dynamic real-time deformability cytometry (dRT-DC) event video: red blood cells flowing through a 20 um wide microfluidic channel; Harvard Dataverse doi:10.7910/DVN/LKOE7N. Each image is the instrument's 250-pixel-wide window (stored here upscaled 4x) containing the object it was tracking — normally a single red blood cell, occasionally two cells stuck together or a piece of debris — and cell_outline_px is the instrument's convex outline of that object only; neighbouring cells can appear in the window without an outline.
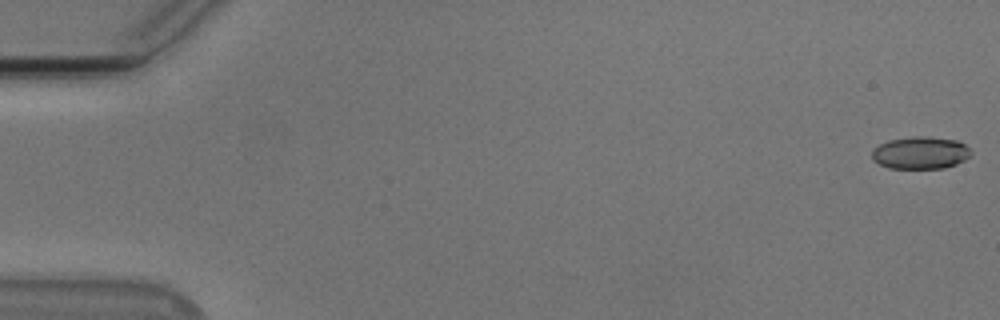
{"species": "Egyptian fruit bat (a non-hibernating species)", "species_latin": "Rousettus aegyptiacus", "temperature_condition": "cold", "stored_images_in_passage": 55, "camera_frame_rate_fps": 3000, "um_per_image_px": 0.085, "animal": {"sex": "male"}, "frame": {"image": 1, "passage_image": 1, "time_ms": 0.0, "image_size_px": [1000, 320], "cell_outline_px": [[972, 156], [956, 164], [944, 168], [888, 168], [872, 160], [872, 148], [888, 140], [912, 136], [928, 136], [956, 140], [964, 144], [972, 152]], "centroid_in_image_um": [78.23, 12.98], "position_along_channel_um": 6.8, "area_um2": 18.84}}
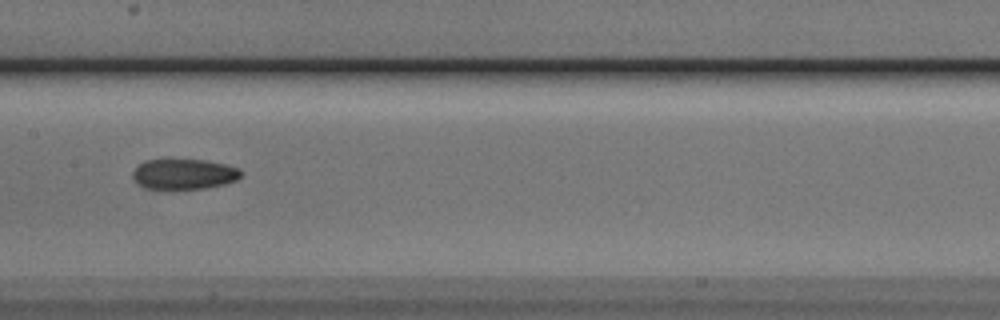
{"frame": {"image": 2, "passage_image": 28, "time_ms": 9.0, "image_size_px": [1000, 320], "cell_outline_px": [[244, 172], [236, 180], [224, 184], [204, 188], [144, 188], [136, 184], [132, 176], [132, 172], [144, 160], [164, 156], [168, 156], [204, 160], [224, 164], [240, 168]], "centroid_in_image_um": [15.59, 14.73], "position_along_channel_um": 191.8, "area_um2": 19.94}}
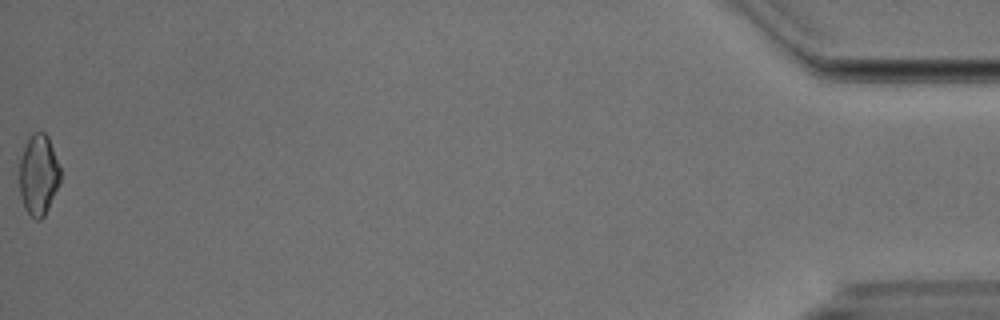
{"frame": {"image": 3, "passage_image": 55, "time_ms": 18.0, "image_size_px": [1000, 320], "cell_outline_px": [[60, 184], [44, 216], [40, 220], [36, 220], [24, 208], [20, 196], [20, 156], [32, 132], [44, 132], [48, 136], [60, 168]], "centroid_in_image_um": [3.28, 14.87], "position_along_channel_um": 431.9, "area_um2": 19.19}, "authors_computed_cell_mechanics": {"area_um2": 19.2474, "velocity_mm_per_s": 3.7844, "shape_relaxation_time_tau1_ms": 7.2866, "shape_relaxation_time_tau2_ms": 6.7001, "deformation_change_tau1": 0.1456, "deformation_change_tau2": 0.1304}}